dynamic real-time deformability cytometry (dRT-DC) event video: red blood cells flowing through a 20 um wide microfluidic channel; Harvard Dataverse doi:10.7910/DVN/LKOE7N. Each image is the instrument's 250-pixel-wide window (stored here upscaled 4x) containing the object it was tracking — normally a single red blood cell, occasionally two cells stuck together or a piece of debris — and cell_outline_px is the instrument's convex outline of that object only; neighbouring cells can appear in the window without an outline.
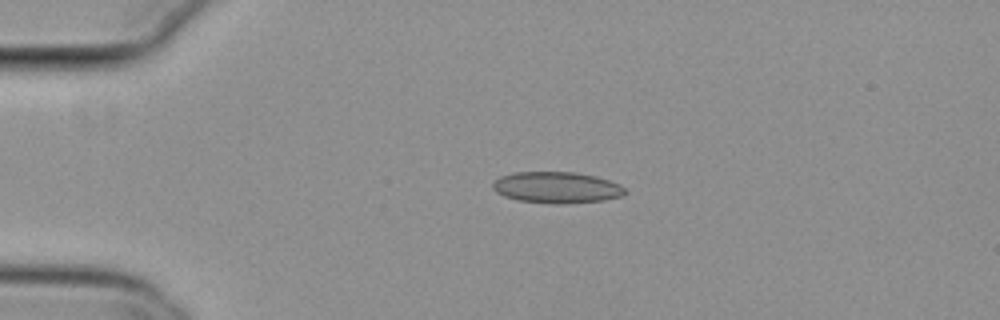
{"species": "common noctule bat (a hibernating species)", "species_latin": "Nyctalus noctula", "temperature_condition": "cold", "stored_images_in_passage": 43, "camera_frame_rate_fps": 3000, "um_per_image_px": 0.085, "animal": {"sex": "female", "body_mass_g": 29.2, "forearm_length_mm": 56.3}, "frame": {"image": 1, "passage_image": 1, "time_ms": 0.0, "image_size_px": [1000, 320], "cell_outline_px": [[628, 192], [620, 196], [604, 200], [560, 204], [556, 204], [516, 200], [504, 196], [496, 192], [492, 188], [492, 184], [500, 176], [512, 172], [576, 172], [596, 176], [620, 184]], "centroid_in_image_um": [47.3, 15.93], "position_along_channel_um": 37.7, "area_um2": 24.22}}
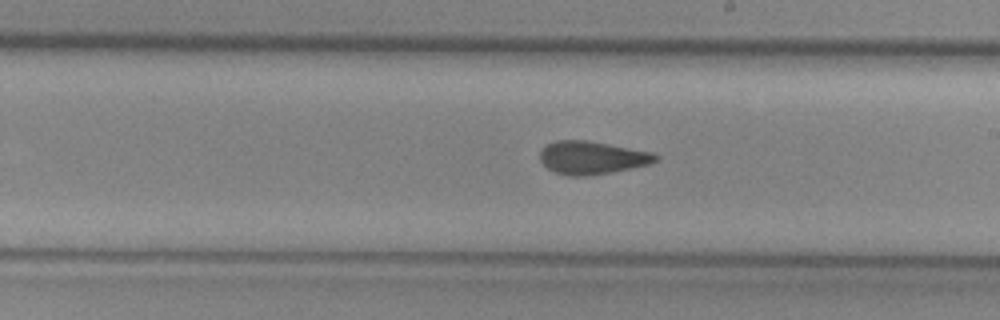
{"frame": {"image": 2, "passage_image": 20, "time_ms": 6.333, "image_size_px": [1000, 320], "cell_outline_px": [[660, 160], [648, 164], [632, 168], [612, 172], [584, 176], [568, 176], [552, 172], [540, 160], [540, 152], [544, 144], [556, 140], [588, 140], [656, 152], [660, 156]], "centroid_in_image_um": [50.34, 13.39], "position_along_channel_um": 238.7, "area_um2": 22.72}}
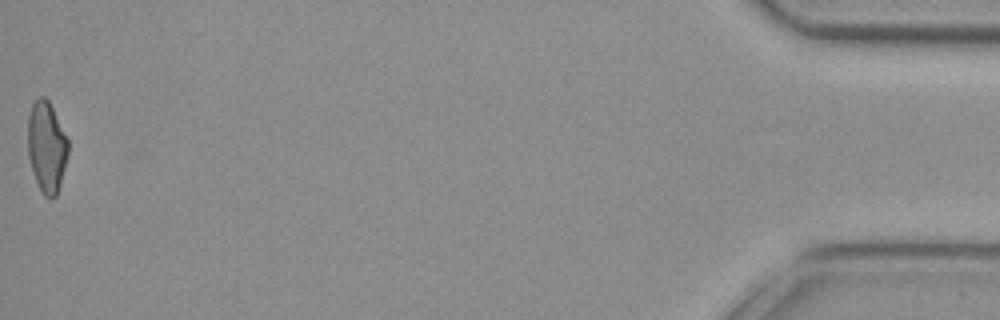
{"frame": {"image": 3, "passage_image": 43, "time_ms": 14.0, "image_size_px": [1000, 320], "cell_outline_px": [[68, 152], [60, 184], [56, 196], [52, 200], [44, 196], [40, 192], [28, 156], [28, 116], [32, 104], [40, 96], [44, 96], [48, 100], [68, 140]], "centroid_in_image_um": [3.95, 12.51], "position_along_channel_um": 431.2, "area_um2": 21.15}, "authors_computed_cell_mechanics": {"area_um2": 22.1374, "velocity_mm_per_s": 3.7916, "shape_relaxation_time_tau1_ms": null, "shape_relaxation_time_tau2_ms": 1.7134, "deformation_change_tau1": null, "deformation_change_tau2": 0.0799}}